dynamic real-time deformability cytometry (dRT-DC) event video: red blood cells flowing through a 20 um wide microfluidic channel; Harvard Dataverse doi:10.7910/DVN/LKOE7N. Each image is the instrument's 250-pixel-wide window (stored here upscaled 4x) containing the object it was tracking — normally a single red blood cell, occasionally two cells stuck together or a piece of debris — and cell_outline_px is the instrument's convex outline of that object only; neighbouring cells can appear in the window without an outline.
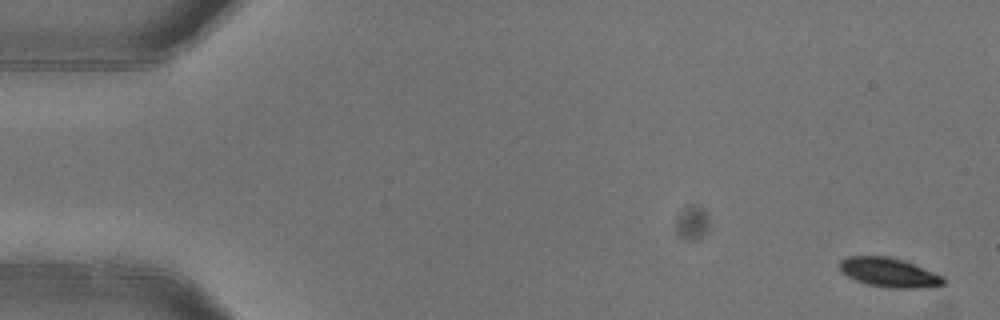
{"species": "common noctule bat (a hibernating species)", "species_latin": "Nyctalus noctula", "temperature_condition": "warm", "stored_images_in_passage": 5, "segment_of_instrument_passage": [1, 2], "camera_frame_rate_fps": 3000, "um_per_image_px": 0.085, "animal": {"sex": "female"}, "frame": {"image": 1, "passage_image": 1, "time_ms": 0.0, "image_size_px": [1000, 320], "cell_outline_px": [[944, 284], [916, 288], [888, 288], [868, 284], [856, 280], [848, 276], [840, 268], [840, 260], [848, 256], [888, 256], [904, 260], [944, 276]], "centroid_in_image_um": [75.57, 23.15], "position_along_channel_um": 9.4, "area_um2": 17.51}}